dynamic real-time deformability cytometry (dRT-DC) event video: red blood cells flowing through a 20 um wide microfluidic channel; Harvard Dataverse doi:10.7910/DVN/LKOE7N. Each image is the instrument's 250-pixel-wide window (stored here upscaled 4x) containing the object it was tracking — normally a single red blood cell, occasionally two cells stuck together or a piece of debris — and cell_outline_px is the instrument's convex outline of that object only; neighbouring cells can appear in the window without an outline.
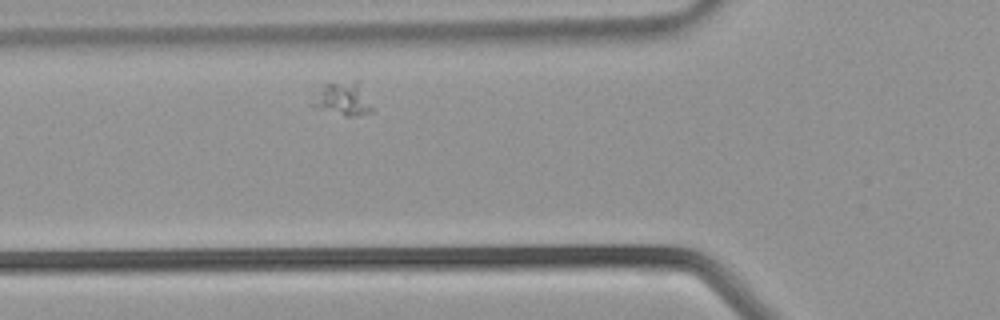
{"species": "common noctule bat (a hibernating species)", "species_latin": "Nyctalus noctula", "temperature_condition": "warm", "stored_images_in_passage": 25, "camera_frame_rate_fps": 3000, "um_per_image_px": 0.085, "animal": {"sex": "male", "body_mass_g": 21.5, "forearm_length_mm": 52.0}, "frame": {"image": 1, "passage_image": 4, "time_ms": 1.0, "image_size_px": [1000, 320], "cell_outline_px": [[372, 112], [348, 116], [344, 116], [316, 108], [312, 104], [324, 84], [356, 80], [372, 108]], "centroid_in_image_um": [29.14, 8.42], "position_along_channel_um": 96.7, "area_um2": 10.87}}
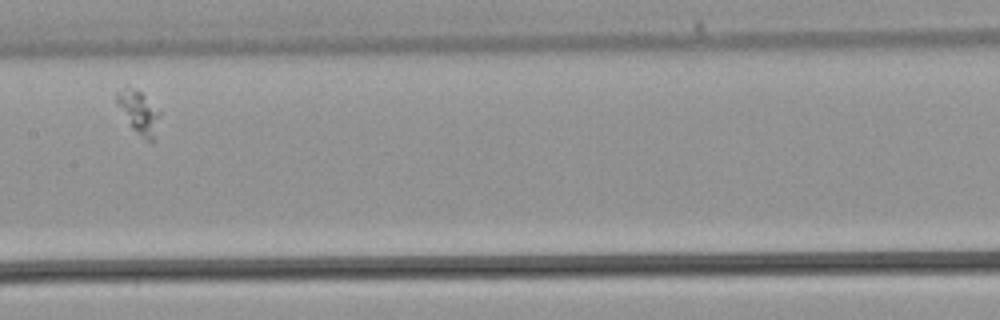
{"frame": {"image": 2, "passage_image": 10, "time_ms": 3.0, "image_size_px": [1000, 320], "cell_outline_px": [[160, 116], [152, 140], [148, 140], [136, 132], [132, 128], [116, 100], [116, 92], [128, 84], [140, 92], [160, 112]], "centroid_in_image_um": [11.77, 9.47], "position_along_channel_um": 195.6, "area_um2": 10.17}}
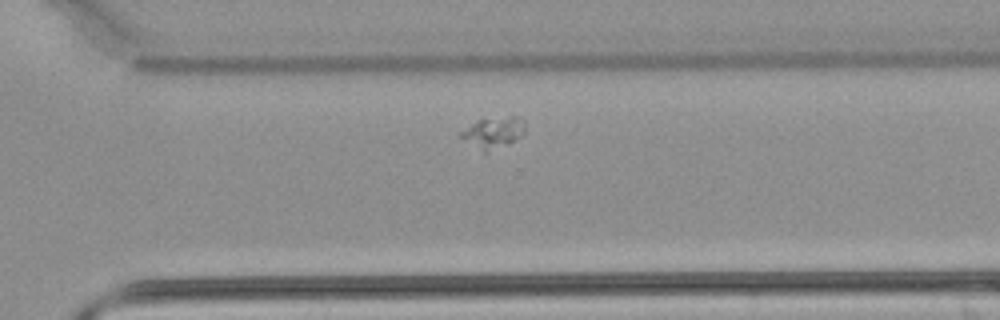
{"frame": {"image": 3, "passage_image": 18, "time_ms": 5.667, "image_size_px": [1000, 320], "cell_outline_px": [[524, 132], [512, 140], [484, 156], [456, 136], [460, 132], [472, 124], [480, 120], [512, 116], [520, 116], [524, 120]], "centroid_in_image_um": [41.83, 11.33], "position_along_channel_um": 328.8, "area_um2": 11.85}}